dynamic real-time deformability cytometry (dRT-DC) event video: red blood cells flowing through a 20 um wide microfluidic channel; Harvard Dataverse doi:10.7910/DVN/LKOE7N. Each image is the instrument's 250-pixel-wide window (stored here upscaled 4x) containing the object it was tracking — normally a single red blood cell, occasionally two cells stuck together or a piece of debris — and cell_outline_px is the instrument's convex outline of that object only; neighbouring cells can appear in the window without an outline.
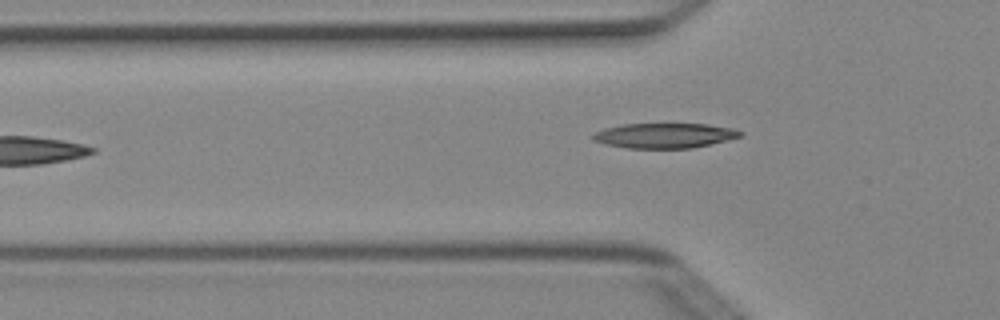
{"species": "Egyptian fruit bat (a non-hibernating species)", "species_latin": "Rousettus aegyptiacus", "temperature_condition": "cold", "stored_images_in_passage": 5, "camera_frame_rate_fps": 3000, "um_per_image_px": 0.085, "animal": {"sex": "female"}, "frame": {"image": 1, "passage_image": 5, "time_ms": 1.333, "image_size_px": [1000, 320], "cell_outline_px": [[740, 136], [728, 140], [692, 148], [628, 148], [604, 144], [592, 140], [592, 132], [604, 128], [624, 124], [708, 124], [736, 128], [740, 132]], "centroid_in_image_um": [56.44, 11.52], "position_along_channel_um": 69.4, "area_um2": 21.5}}